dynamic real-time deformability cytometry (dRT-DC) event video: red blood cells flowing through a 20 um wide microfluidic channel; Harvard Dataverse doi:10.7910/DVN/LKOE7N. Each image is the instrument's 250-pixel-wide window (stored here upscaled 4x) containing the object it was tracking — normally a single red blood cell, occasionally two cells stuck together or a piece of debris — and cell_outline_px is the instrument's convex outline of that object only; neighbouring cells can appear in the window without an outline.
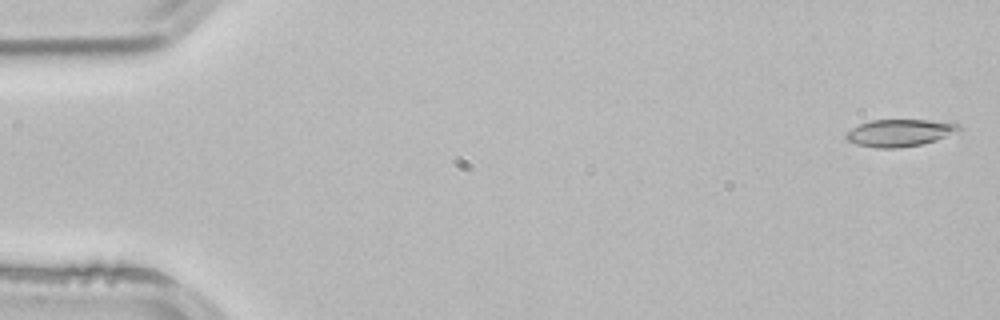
{"species": "common noctule bat (a hibernating species)", "species_latin": "Nyctalus noctula", "temperature_condition": "room temperature", "stored_images_in_passage": 3, "camera_frame_rate_fps": 3000, "um_per_image_px": 0.085, "animal": {"sex": "male", "body_mass_g": 21.5, "forearm_length_mm": 52.0}, "frame": {"image": 1, "passage_image": 1, "time_ms": 0.0, "image_size_px": [1000, 320], "cell_outline_px": [[964, 128], [936, 140], [920, 144], [900, 148], [876, 148], [856, 144], [848, 140], [844, 136], [844, 132], [860, 124], [872, 120], [928, 120], [960, 124]], "centroid_in_image_um": [76.44, 11.29], "position_along_channel_um": 8.6, "area_um2": 17.8}}